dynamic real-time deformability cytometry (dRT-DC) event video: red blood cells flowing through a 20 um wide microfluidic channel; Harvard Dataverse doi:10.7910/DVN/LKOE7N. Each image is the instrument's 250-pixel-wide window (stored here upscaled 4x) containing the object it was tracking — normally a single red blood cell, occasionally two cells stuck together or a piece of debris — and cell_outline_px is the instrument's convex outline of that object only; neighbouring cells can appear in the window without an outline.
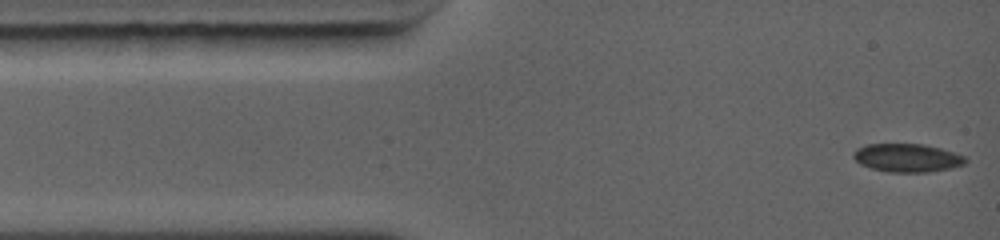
{"species": "common noctule bat (a hibernating species)", "species_latin": "Nyctalus noctula", "temperature_condition": "warm", "stored_images_in_passage": 9, "camera_frame_rate_fps": 5000, "um_per_image_px": 0.085, "animal": {"sex": "female", "body_mass_g": 19.0, "forearm_length_mm": 56.7}, "frame": {"image": 1, "passage_image": 1, "time_ms": 0.0, "image_size_px": [1000, 240], "cell_outline_px": [[968, 160], [964, 164], [948, 168], [928, 172], [888, 172], [872, 168], [860, 164], [852, 156], [852, 152], [856, 148], [868, 144], [924, 144], [940, 148], [964, 156]], "centroid_in_image_um": [77.07, 13.41], "position_along_channel_um": 7.9, "area_um2": 18.38}}
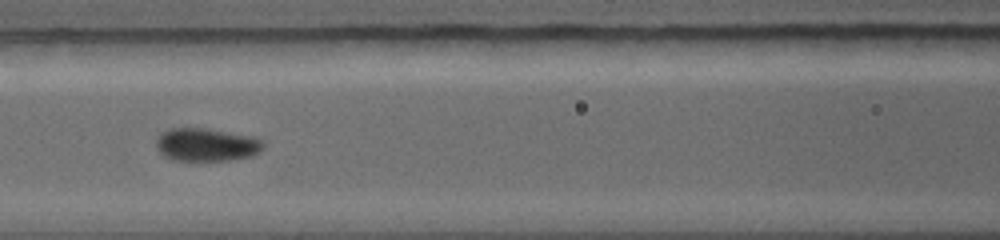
{"frame": {"image": 2, "passage_image": 6, "time_ms": 4.6, "image_size_px": [1000, 240], "cell_outline_px": [[264, 148], [260, 152], [252, 156], [228, 160], [172, 160], [164, 156], [156, 148], [156, 140], [160, 132], [168, 128], [208, 128], [252, 136], [264, 140]], "centroid_in_image_um": [17.55, 12.28], "position_along_channel_um": 149.0, "area_um2": 20.92}}
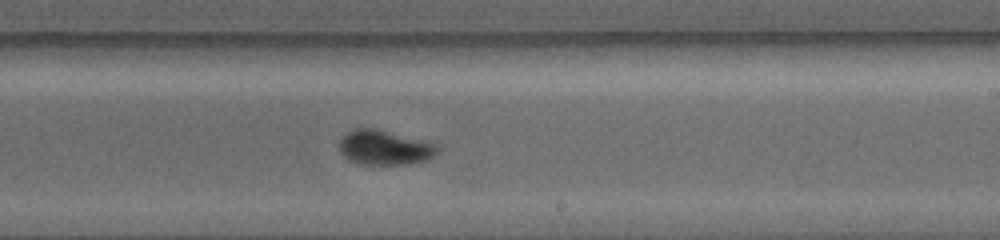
{"frame": {"image": 3, "passage_image": 9, "time_ms": 7.0, "image_size_px": [1000, 240], "cell_outline_px": [[440, 148], [428, 160], [412, 164], [356, 164], [348, 160], [340, 152], [340, 140], [348, 132], [356, 128], [376, 128], [428, 140], [436, 144]], "centroid_in_image_um": [32.73, 12.54], "position_along_channel_um": 256.3, "area_um2": 20.17}}